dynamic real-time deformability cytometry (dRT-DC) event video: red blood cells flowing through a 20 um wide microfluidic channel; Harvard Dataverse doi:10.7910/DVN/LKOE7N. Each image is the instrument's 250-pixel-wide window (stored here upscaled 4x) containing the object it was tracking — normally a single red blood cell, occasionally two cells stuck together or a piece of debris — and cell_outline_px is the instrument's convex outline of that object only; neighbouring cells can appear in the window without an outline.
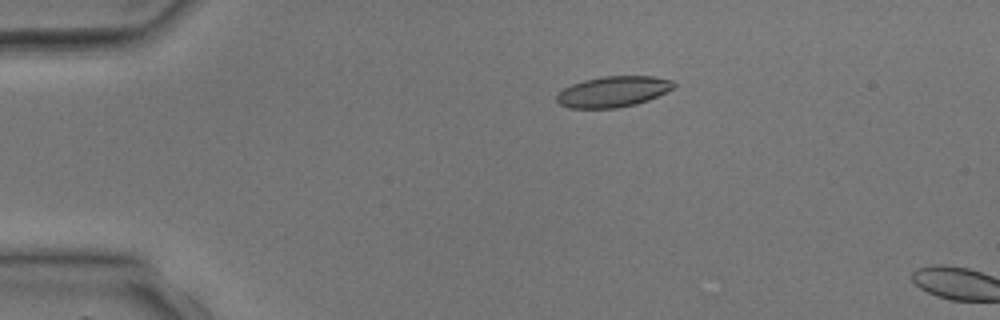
{"species": "common noctule bat (a hibernating species)", "species_latin": "Nyctalus noctula", "temperature_condition": "room temperature", "stored_images_in_passage": 2, "camera_frame_rate_fps": 3000, "um_per_image_px": 0.085, "animal": {"sex": "male", "body_mass_g": 17.9, "forearm_length_mm": 54.2}, "frame": {"image": 1, "passage_image": 1, "time_ms": 0.0, "image_size_px": [1000, 320], "cell_outline_px": [[676, 84], [672, 88], [648, 100], [636, 104], [616, 108], [568, 108], [560, 104], [556, 100], [556, 96], [564, 88], [572, 84], [584, 80], [604, 76], [652, 76], [672, 80]], "centroid_in_image_um": [52.09, 7.79], "position_along_channel_um": 32.9, "area_um2": 20.81}}